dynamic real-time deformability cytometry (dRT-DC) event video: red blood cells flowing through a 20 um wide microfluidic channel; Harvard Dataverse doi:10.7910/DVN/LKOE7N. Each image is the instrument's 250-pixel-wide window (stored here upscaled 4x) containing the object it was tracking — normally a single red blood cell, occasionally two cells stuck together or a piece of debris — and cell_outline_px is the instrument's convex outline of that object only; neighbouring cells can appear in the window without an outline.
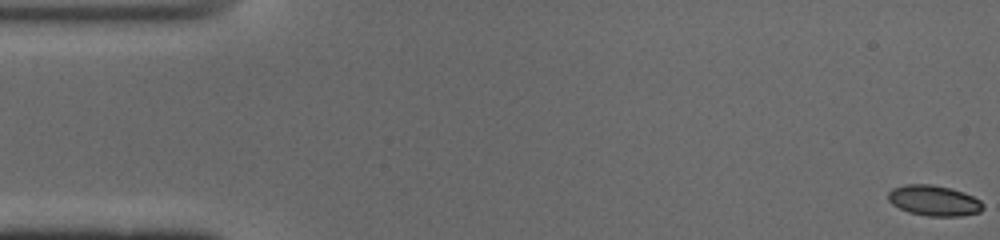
{"species": "common noctule bat (a hibernating species)", "species_latin": "Nyctalus noctula", "temperature_condition": "cold", "stored_images_in_passage": 53, "camera_frame_rate_fps": 3000, "um_per_image_px": 0.085, "animal": {"sex": "male", "body_mass_g": 19.0, "forearm_length_mm": 50.8}, "frame": {"image": 1, "passage_image": 1, "time_ms": 0.0, "image_size_px": [1000, 240], "cell_outline_px": [[984, 208], [980, 212], [960, 216], [928, 216], [908, 212], [892, 204], [888, 200], [888, 192], [892, 188], [904, 184], [932, 184], [964, 192], [980, 200], [984, 204]], "centroid_in_image_um": [79.38, 17.05], "position_along_channel_um": 5.6, "area_um2": 16.94}}
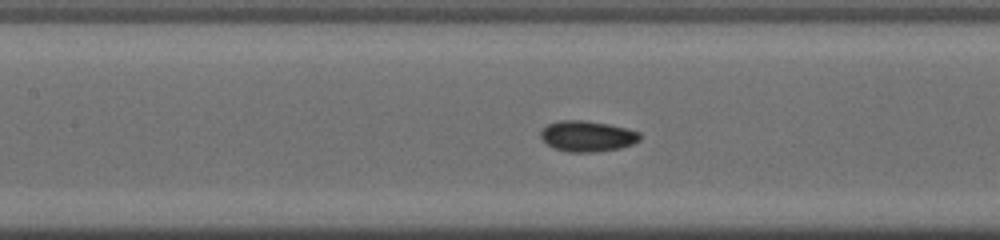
{"frame": {"image": 2, "passage_image": 23, "time_ms": 7.333, "image_size_px": [1000, 240], "cell_outline_px": [[640, 140], [632, 144], [620, 148], [596, 152], [568, 152], [556, 148], [548, 144], [540, 136], [540, 132], [548, 124], [560, 120], [584, 120], [608, 124], [640, 132]], "centroid_in_image_um": [49.93, 11.57], "position_along_channel_um": 157.5, "area_um2": 17.63}}
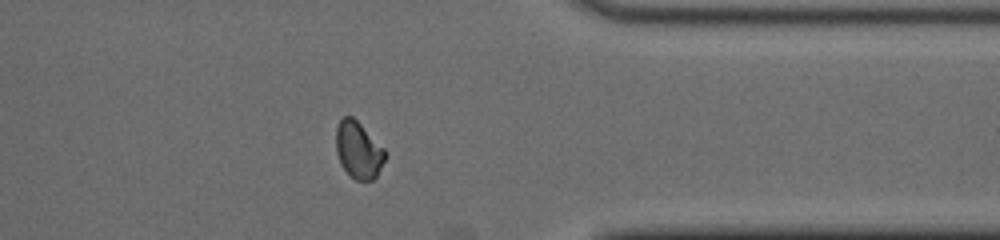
{"frame": {"image": 3, "passage_image": 41, "time_ms": 13.333, "image_size_px": [1000, 240], "cell_outline_px": [[388, 156], [376, 176], [372, 180], [356, 180], [340, 164], [336, 152], [336, 128], [340, 120], [344, 116], [352, 116], [388, 152]], "centroid_in_image_um": [30.48, 12.75], "position_along_channel_um": 380.9, "area_um2": 16.24}, "authors_computed_cell_mechanics": {"area_um2": 16.7042, "velocity_mm_per_s": 3.931, "shape_relaxation_time_tau1_ms": 2.026, "shape_relaxation_time_tau2_ms": 3.4215, "deformation_change_tau1": 0.0677, "deformation_change_tau2": 0.0544}}